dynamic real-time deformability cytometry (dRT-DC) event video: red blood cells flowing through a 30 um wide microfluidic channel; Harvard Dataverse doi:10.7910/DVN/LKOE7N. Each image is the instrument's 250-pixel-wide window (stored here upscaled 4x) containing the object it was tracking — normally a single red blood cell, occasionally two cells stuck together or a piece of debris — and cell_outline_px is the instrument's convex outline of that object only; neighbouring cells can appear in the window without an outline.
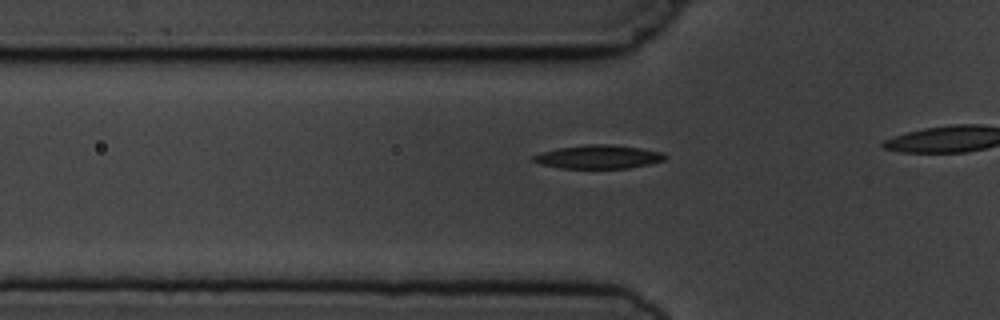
{"species": "common noctule bat (a hibernating species)", "species_latin": "Nyctalus noctula", "temperature_condition": "cold", "stored_images_in_passage": 5, "segment_of_instrument_passage": [2, 2], "camera_frame_rate_fps": 3000, "um_per_image_px": 0.085, "animal": {"sex": "male", "body_mass_g": 19.5, "forearm_length_mm": 54.6}, "frame": {"image": 1, "passage_image": 5, "time_ms": 4.667, "image_size_px": [1000, 320], "cell_outline_px": [[668, 156], [664, 160], [648, 164], [628, 168], [560, 168], [540, 164], [532, 160], [532, 156], [556, 148], [584, 144], [608, 144], [640, 148], [664, 152]], "centroid_in_image_um": [50.88, 13.32], "position_along_channel_um": 74.9, "area_um2": 18.09}}